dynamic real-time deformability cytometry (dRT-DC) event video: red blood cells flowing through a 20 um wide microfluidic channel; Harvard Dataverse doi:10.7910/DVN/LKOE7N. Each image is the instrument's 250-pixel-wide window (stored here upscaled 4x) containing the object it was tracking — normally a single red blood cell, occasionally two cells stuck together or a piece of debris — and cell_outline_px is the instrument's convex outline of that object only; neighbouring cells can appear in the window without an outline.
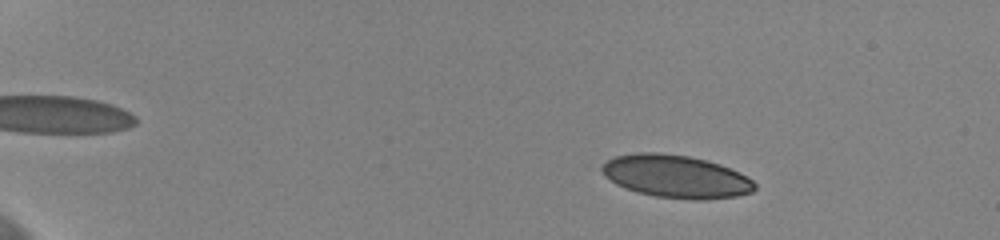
{"species": "human", "species_latin": "Homo sapiens", "temperature_condition": "cold", "stored_images_in_passage": 58, "camera_frame_rate_fps": 3000, "um_per_image_px": 0.085, "donor": {"sex": "female"}, "frame": {"image": 1, "passage_image": 10, "time_ms": 3.0, "image_size_px": [1000, 240], "cell_outline_px": [[756, 188], [752, 192], [736, 196], [704, 200], [696, 200], [656, 196], [636, 192], [616, 184], [604, 176], [600, 168], [608, 160], [616, 156], [636, 152], [660, 152], [688, 156], [708, 160], [720, 164], [740, 172], [748, 176], [756, 184]], "centroid_in_image_um": [57.47, 14.99], "position_along_channel_um": 27.5, "area_um2": 38.26}}
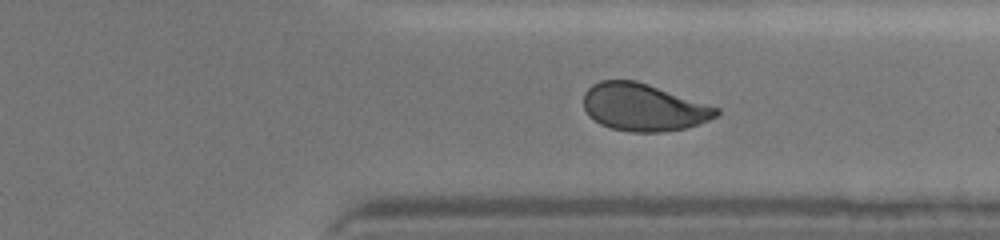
{"frame": {"image": 2, "passage_image": 47, "time_ms": 15.333, "image_size_px": [1000, 240], "cell_outline_px": [[720, 112], [716, 116], [708, 120], [684, 128], [660, 132], [632, 132], [612, 128], [600, 124], [588, 116], [584, 108], [584, 92], [592, 84], [600, 80], [636, 80], [720, 108]], "centroid_in_image_um": [54.66, 9.11], "position_along_channel_um": 356.7, "area_um2": 36.53}}
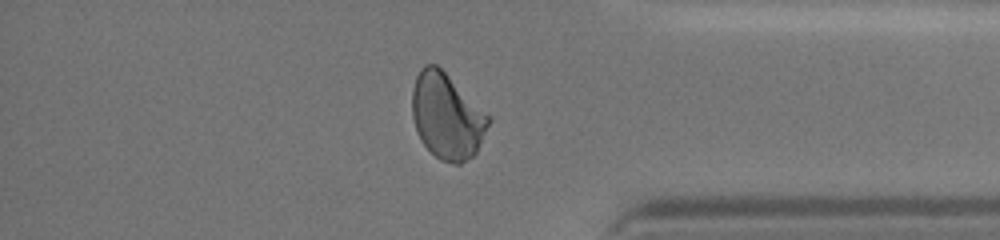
{"frame": {"image": 3, "passage_image": 51, "time_ms": 16.667, "image_size_px": [1000, 240], "cell_outline_px": [[492, 120], [476, 152], [472, 156], [460, 164], [452, 164], [440, 160], [420, 140], [412, 116], [412, 88], [416, 76], [420, 68], [424, 64], [436, 64]], "centroid_in_image_um": [37.95, 9.89], "position_along_channel_um": 397.2, "area_um2": 37.51}, "authors_computed_cell_mechanics": {"area_um2": 37.6567, "velocity_mm_per_s": 3.6267, "shape_relaxation_time_tau1_ms": 8.7981, "shape_relaxation_time_tau2_ms": 1.18, "deformation_change_tau1": 0.1681, "deformation_change_tau2": 0.065}}